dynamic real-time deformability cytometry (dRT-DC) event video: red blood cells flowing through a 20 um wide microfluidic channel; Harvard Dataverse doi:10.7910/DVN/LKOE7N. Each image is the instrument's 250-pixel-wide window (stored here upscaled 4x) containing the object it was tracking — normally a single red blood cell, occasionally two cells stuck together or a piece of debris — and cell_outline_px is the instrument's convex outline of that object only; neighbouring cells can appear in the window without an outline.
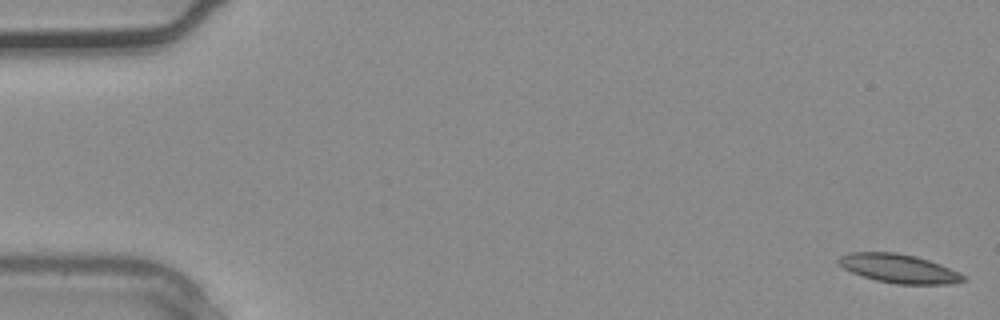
{"species": "common noctule bat (a hibernating species)", "species_latin": "Nyctalus noctula", "temperature_condition": "warm", "stored_images_in_passage": 4, "camera_frame_rate_fps": 3000, "um_per_image_px": 0.085, "animal": {"sex": "male", "body_mass_g": 20.4}, "frame": {"image": 1, "passage_image": 1, "time_ms": 0.0, "image_size_px": [1000, 320], "cell_outline_px": [[968, 280], [948, 284], [896, 284], [876, 280], [852, 272], [844, 268], [836, 260], [840, 256], [848, 252], [896, 252], [916, 256], [940, 264], [960, 272], [968, 276]], "centroid_in_image_um": [76.45, 22.82], "position_along_channel_um": 8.6, "area_um2": 21.04}}